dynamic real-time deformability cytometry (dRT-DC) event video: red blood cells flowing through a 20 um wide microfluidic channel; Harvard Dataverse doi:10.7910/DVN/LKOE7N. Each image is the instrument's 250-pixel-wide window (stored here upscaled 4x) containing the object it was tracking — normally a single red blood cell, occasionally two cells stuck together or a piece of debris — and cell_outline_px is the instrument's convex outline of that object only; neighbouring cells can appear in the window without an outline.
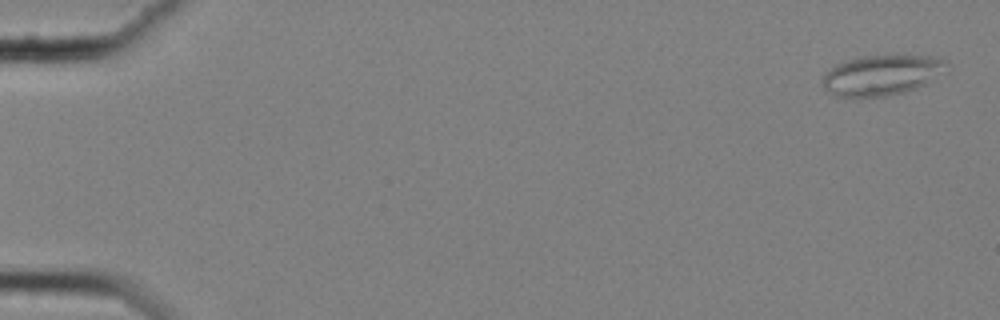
{"species": "common noctule bat (a hibernating species)", "species_latin": "Nyctalus noctula", "temperature_condition": "cold", "stored_images_in_passage": 7, "camera_frame_rate_fps": 3000, "um_per_image_px": 0.085, "animal": {"sex": "female", "body_mass_g": 25.1}, "frame": {"image": 1, "passage_image": 2, "time_ms": 0.333, "image_size_px": [1000, 320], "cell_outline_px": [[948, 64], [924, 84], [916, 88], [904, 92], [884, 96], [856, 100], [836, 96], [824, 88], [820, 84], [824, 76], [836, 64], [860, 56], [896, 52], [932, 56], [948, 60]], "centroid_in_image_um": [74.89, 6.36], "position_along_channel_um": 10.1, "area_um2": 30.06}}